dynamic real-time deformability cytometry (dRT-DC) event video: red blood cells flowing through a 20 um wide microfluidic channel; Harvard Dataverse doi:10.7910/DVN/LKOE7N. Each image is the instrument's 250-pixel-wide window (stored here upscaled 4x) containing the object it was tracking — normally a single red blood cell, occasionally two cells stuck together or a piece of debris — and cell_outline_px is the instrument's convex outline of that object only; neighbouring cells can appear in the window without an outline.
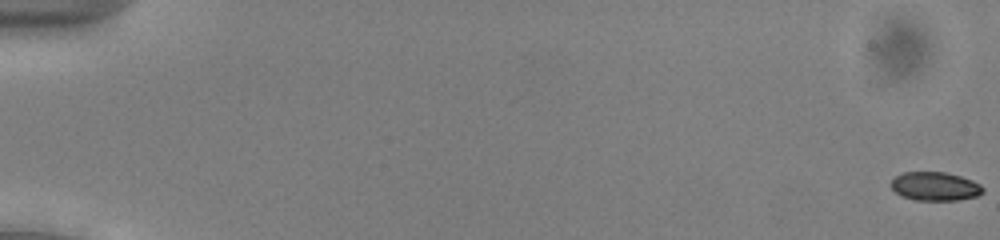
{"species": "common noctule bat (a hibernating species)", "species_latin": "Nyctalus noctula", "temperature_condition": "cold", "stored_images_in_passage": 54, "camera_frame_rate_fps": 3000, "um_per_image_px": 0.085, "animal": {"sex": "male", "body_mass_g": 13.0, "forearm_length_mm": 53.1}, "frame": {"image": 1, "passage_image": 1, "time_ms": 0.0, "image_size_px": [1000, 240], "cell_outline_px": [[984, 192], [976, 196], [956, 200], [916, 200], [904, 196], [896, 192], [888, 184], [896, 176], [904, 172], [944, 172], [960, 176], [972, 180], [980, 184], [984, 188]], "centroid_in_image_um": [79.48, 15.83], "position_along_channel_um": 5.5, "area_um2": 15.26}}
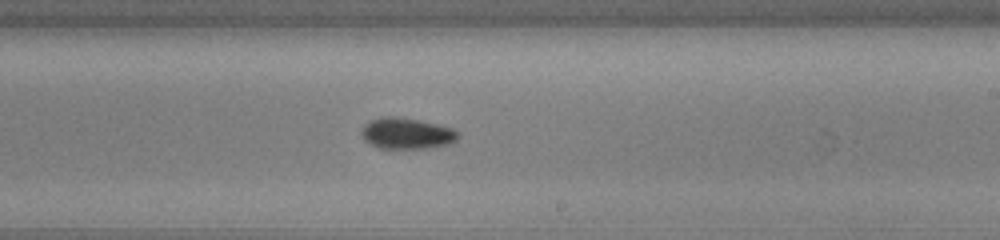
{"frame": {"image": 2, "passage_image": 34, "time_ms": 11.0, "image_size_px": [1000, 240], "cell_outline_px": [[460, 136], [456, 140], [448, 144], [428, 148], [376, 148], [364, 140], [360, 132], [364, 124], [368, 120], [380, 116], [396, 116], [420, 120], [452, 128], [460, 132]], "centroid_in_image_um": [34.53, 11.33], "position_along_channel_um": 254.5, "area_um2": 17.8}}
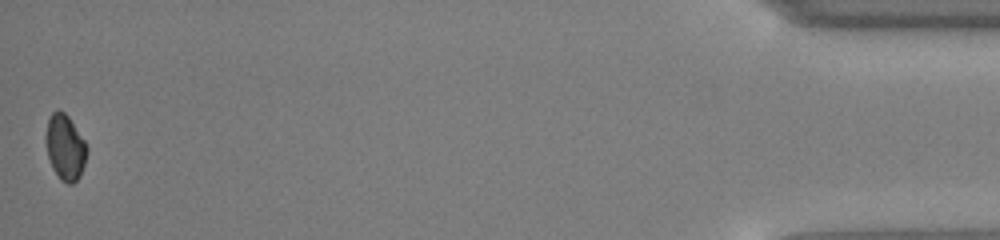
{"frame": {"image": 3, "passage_image": 54, "time_ms": 17.667, "image_size_px": [1000, 240], "cell_outline_px": [[88, 152], [80, 176], [72, 184], [68, 184], [60, 180], [52, 168], [48, 156], [44, 136], [48, 120], [52, 112], [56, 108], [60, 108], [68, 116], [84, 140], [88, 148]], "centroid_in_image_um": [5.52, 12.5], "position_along_channel_um": 429.7, "area_um2": 15.9}, "authors_computed_cell_mechanics": {"area_um2": 16.3863, "velocity_mm_per_s": 3.9451, "shape_relaxation_time_tau1_ms": 8.2195, "shape_relaxation_time_tau2_ms": 3.7034, "deformation_change_tau1": 0.1156, "deformation_change_tau2": 0.0536}}